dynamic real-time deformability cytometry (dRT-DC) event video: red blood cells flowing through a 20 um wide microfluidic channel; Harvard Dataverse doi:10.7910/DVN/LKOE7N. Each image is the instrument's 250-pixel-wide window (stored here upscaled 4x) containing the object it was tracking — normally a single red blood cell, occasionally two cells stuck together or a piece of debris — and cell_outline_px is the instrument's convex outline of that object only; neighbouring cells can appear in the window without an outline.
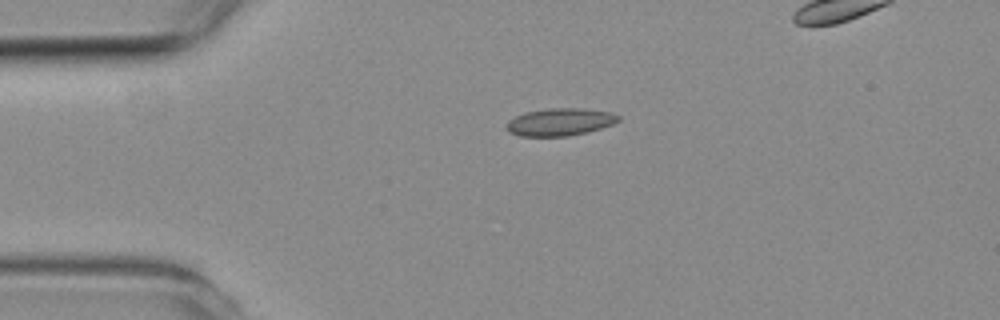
{"species": "common noctule bat (a hibernating species)", "species_latin": "Nyctalus noctula", "temperature_condition": "room temperature", "stored_images_in_passage": 3, "camera_frame_rate_fps": 3000, "um_per_image_px": 0.085, "animal": {"sex": "female", "body_mass_g": 19.3, "forearm_length_mm": 54.1}, "frame": {"image": 1, "passage_image": 1, "time_ms": 0.0, "image_size_px": [1000, 320], "cell_outline_px": [[620, 120], [612, 124], [588, 132], [568, 136], [520, 136], [508, 132], [504, 128], [508, 120], [524, 112], [548, 108], [580, 108], [612, 112], [620, 116]], "centroid_in_image_um": [47.57, 10.36], "position_along_channel_um": 37.4, "area_um2": 18.09}}